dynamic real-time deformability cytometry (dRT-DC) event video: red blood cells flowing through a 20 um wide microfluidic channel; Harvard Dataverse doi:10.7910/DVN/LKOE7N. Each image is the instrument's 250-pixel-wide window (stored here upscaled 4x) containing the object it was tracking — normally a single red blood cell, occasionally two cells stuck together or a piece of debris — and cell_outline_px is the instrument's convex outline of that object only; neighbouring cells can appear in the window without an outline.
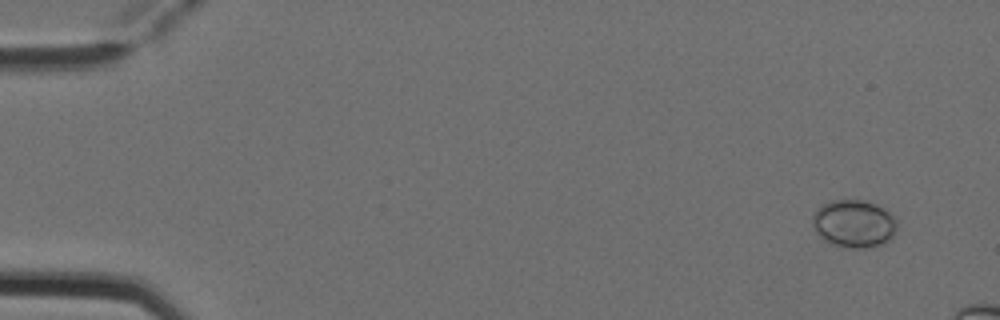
{"species": "Egyptian fruit bat (a non-hibernating species)", "species_latin": "Rousettus aegyptiacus", "temperature_condition": "cold", "stored_images_in_passage": 3, "camera_frame_rate_fps": 3000, "um_per_image_px": 0.085, "animal": {"sex": "female"}, "frame": {"image": 1, "passage_image": 1, "time_ms": 0.0, "image_size_px": [1000, 320], "cell_outline_px": [[896, 232], [884, 244], [872, 248], [844, 248], [832, 244], [824, 240], [816, 232], [812, 224], [812, 212], [820, 204], [832, 200], [864, 200], [876, 204], [884, 208], [896, 216]], "centroid_in_image_um": [72.57, 19.01], "position_along_channel_um": 12.4, "area_um2": 24.1}}